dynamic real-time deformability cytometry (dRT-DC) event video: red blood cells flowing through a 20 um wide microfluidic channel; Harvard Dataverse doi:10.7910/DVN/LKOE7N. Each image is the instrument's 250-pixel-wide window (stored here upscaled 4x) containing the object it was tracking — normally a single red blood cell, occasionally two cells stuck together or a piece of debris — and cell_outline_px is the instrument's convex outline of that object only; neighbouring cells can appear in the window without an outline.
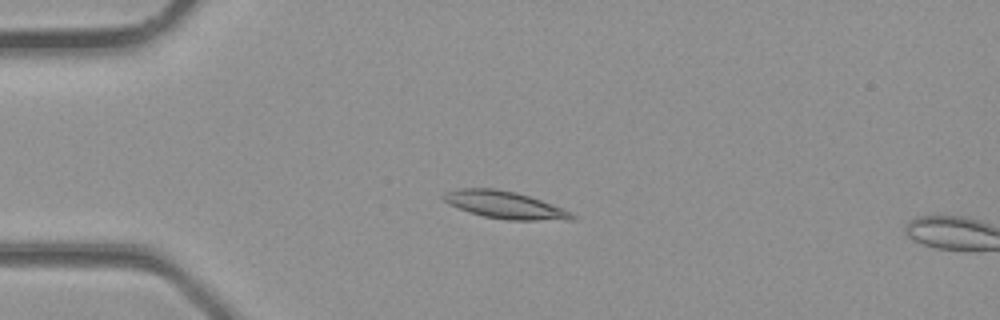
{"species": "common noctule bat (a hibernating species)", "species_latin": "Nyctalus noctula", "temperature_condition": "room temperature", "stored_images_in_passage": 4, "camera_frame_rate_fps": 3000, "um_per_image_px": 0.085, "animal": {"sex": "male", "body_mass_g": 23.1, "forearm_length_mm": 52.7}, "frame": {"image": 1, "passage_image": 3, "time_ms": 0.667, "image_size_px": [1000, 320], "cell_outline_px": [[576, 216], [572, 220], [508, 220], [484, 216], [468, 212], [448, 204], [440, 196], [456, 188], [496, 188], [516, 192], [540, 200], [560, 208]], "centroid_in_image_um": [42.84, 17.41], "position_along_channel_um": 42.2, "area_um2": 20.23}}